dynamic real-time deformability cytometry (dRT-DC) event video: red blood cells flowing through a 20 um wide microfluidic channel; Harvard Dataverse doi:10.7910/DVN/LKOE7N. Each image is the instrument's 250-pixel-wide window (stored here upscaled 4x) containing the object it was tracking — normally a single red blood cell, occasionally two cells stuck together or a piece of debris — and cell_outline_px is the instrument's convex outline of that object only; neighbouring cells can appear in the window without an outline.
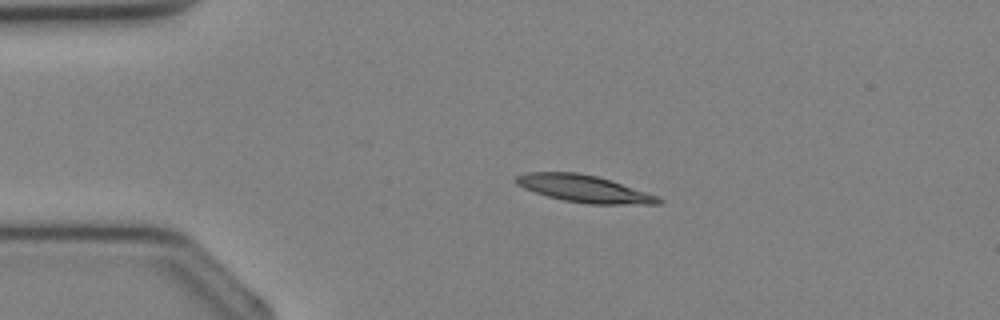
{"species": "Egyptian fruit bat (a non-hibernating species)", "species_latin": "Rousettus aegyptiacus", "temperature_condition": "cold", "stored_images_in_passage": 35, "camera_frame_rate_fps": 3000, "um_per_image_px": 0.085, "animal": {"sex": "female"}, "frame": {"image": 1, "passage_image": 7, "time_ms": 2.0, "image_size_px": [1000, 320], "cell_outline_px": [[664, 200], [660, 204], [588, 204], [564, 200], [548, 196], [524, 188], [516, 184], [512, 180], [516, 176], [528, 172], [576, 172], [596, 176], [660, 196]], "centroid_in_image_um": [49.65, 16.04], "position_along_channel_um": 35.3, "area_um2": 22.43}}
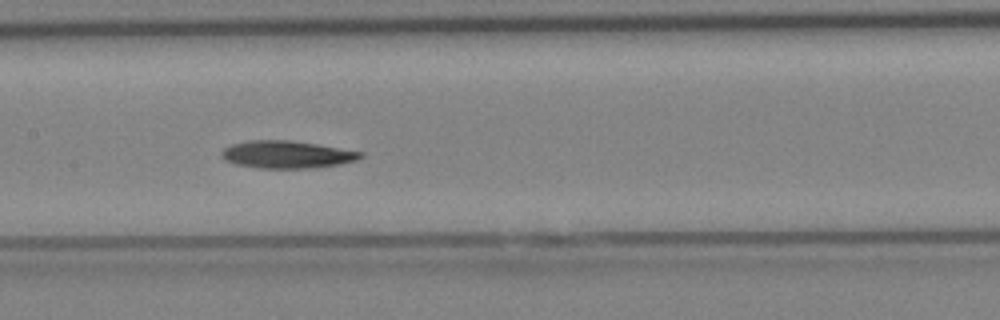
{"frame": {"image": 2, "passage_image": 17, "time_ms": 5.333, "image_size_px": [1000, 320], "cell_outline_px": [[364, 156], [356, 160], [336, 164], [308, 168], [260, 168], [236, 164], [220, 156], [220, 152], [224, 148], [232, 144], [248, 140], [292, 140], [364, 152]], "centroid_in_image_um": [24.36, 13.12], "position_along_channel_um": 183.0, "area_um2": 22.02}}
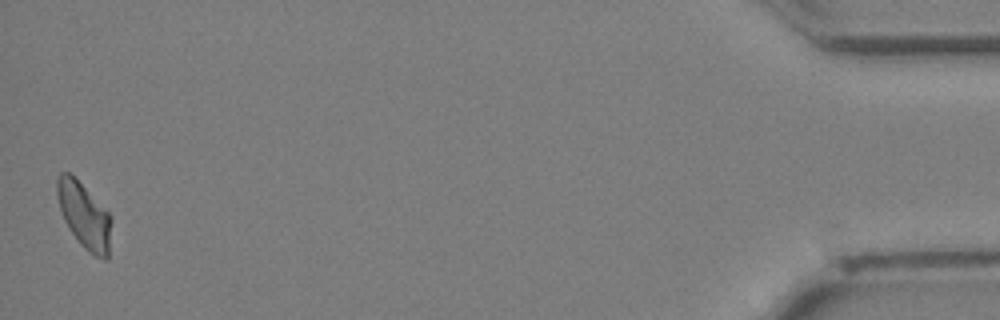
{"frame": {"image": 3, "passage_image": 35, "time_ms": 11.333, "image_size_px": [1000, 320], "cell_outline_px": [[112, 220], [108, 260], [104, 260], [88, 252], [80, 244], [68, 228], [64, 220], [56, 196], [56, 180], [60, 172], [68, 172], [112, 216]], "centroid_in_image_um": [7.16, 18.37], "position_along_channel_um": 428.0, "area_um2": 20.63}}